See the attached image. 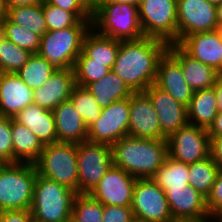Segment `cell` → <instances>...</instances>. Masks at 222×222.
<instances>
[{
	"label": "cell",
	"mask_w": 222,
	"mask_h": 222,
	"mask_svg": "<svg viewBox=\"0 0 222 222\" xmlns=\"http://www.w3.org/2000/svg\"><path fill=\"white\" fill-rule=\"evenodd\" d=\"M208 218H220L222 219V204L211 214Z\"/></svg>",
	"instance_id": "cell-51"
},
{
	"label": "cell",
	"mask_w": 222,
	"mask_h": 222,
	"mask_svg": "<svg viewBox=\"0 0 222 222\" xmlns=\"http://www.w3.org/2000/svg\"><path fill=\"white\" fill-rule=\"evenodd\" d=\"M14 119L31 130L44 146L58 142L53 111L32 104L20 111Z\"/></svg>",
	"instance_id": "cell-25"
},
{
	"label": "cell",
	"mask_w": 222,
	"mask_h": 222,
	"mask_svg": "<svg viewBox=\"0 0 222 222\" xmlns=\"http://www.w3.org/2000/svg\"><path fill=\"white\" fill-rule=\"evenodd\" d=\"M43 14L48 31L73 27L79 19L72 13L43 2Z\"/></svg>",
	"instance_id": "cell-38"
},
{
	"label": "cell",
	"mask_w": 222,
	"mask_h": 222,
	"mask_svg": "<svg viewBox=\"0 0 222 222\" xmlns=\"http://www.w3.org/2000/svg\"><path fill=\"white\" fill-rule=\"evenodd\" d=\"M32 53L20 48L0 33V73H17Z\"/></svg>",
	"instance_id": "cell-33"
},
{
	"label": "cell",
	"mask_w": 222,
	"mask_h": 222,
	"mask_svg": "<svg viewBox=\"0 0 222 222\" xmlns=\"http://www.w3.org/2000/svg\"><path fill=\"white\" fill-rule=\"evenodd\" d=\"M144 93L155 108L162 140H166L170 135L188 124L187 107L177 102L168 92L154 83Z\"/></svg>",
	"instance_id": "cell-15"
},
{
	"label": "cell",
	"mask_w": 222,
	"mask_h": 222,
	"mask_svg": "<svg viewBox=\"0 0 222 222\" xmlns=\"http://www.w3.org/2000/svg\"><path fill=\"white\" fill-rule=\"evenodd\" d=\"M76 192L37 173L30 208L36 222H67L72 217Z\"/></svg>",
	"instance_id": "cell-4"
},
{
	"label": "cell",
	"mask_w": 222,
	"mask_h": 222,
	"mask_svg": "<svg viewBox=\"0 0 222 222\" xmlns=\"http://www.w3.org/2000/svg\"><path fill=\"white\" fill-rule=\"evenodd\" d=\"M168 155L190 164L210 156L211 140L207 129L187 124L167 139Z\"/></svg>",
	"instance_id": "cell-12"
},
{
	"label": "cell",
	"mask_w": 222,
	"mask_h": 222,
	"mask_svg": "<svg viewBox=\"0 0 222 222\" xmlns=\"http://www.w3.org/2000/svg\"><path fill=\"white\" fill-rule=\"evenodd\" d=\"M120 40L98 34L92 27L85 34L82 42V52L76 62L106 63L110 70L118 55Z\"/></svg>",
	"instance_id": "cell-24"
},
{
	"label": "cell",
	"mask_w": 222,
	"mask_h": 222,
	"mask_svg": "<svg viewBox=\"0 0 222 222\" xmlns=\"http://www.w3.org/2000/svg\"><path fill=\"white\" fill-rule=\"evenodd\" d=\"M37 173L35 164L0 163V211L30 210Z\"/></svg>",
	"instance_id": "cell-5"
},
{
	"label": "cell",
	"mask_w": 222,
	"mask_h": 222,
	"mask_svg": "<svg viewBox=\"0 0 222 222\" xmlns=\"http://www.w3.org/2000/svg\"><path fill=\"white\" fill-rule=\"evenodd\" d=\"M208 222H222V219H220V218H208Z\"/></svg>",
	"instance_id": "cell-54"
},
{
	"label": "cell",
	"mask_w": 222,
	"mask_h": 222,
	"mask_svg": "<svg viewBox=\"0 0 222 222\" xmlns=\"http://www.w3.org/2000/svg\"><path fill=\"white\" fill-rule=\"evenodd\" d=\"M45 2L72 12L79 20H92V12L80 0H46Z\"/></svg>",
	"instance_id": "cell-40"
},
{
	"label": "cell",
	"mask_w": 222,
	"mask_h": 222,
	"mask_svg": "<svg viewBox=\"0 0 222 222\" xmlns=\"http://www.w3.org/2000/svg\"><path fill=\"white\" fill-rule=\"evenodd\" d=\"M91 27L98 34L120 41L139 40L144 37L138 7L126 3L99 1L92 12Z\"/></svg>",
	"instance_id": "cell-3"
},
{
	"label": "cell",
	"mask_w": 222,
	"mask_h": 222,
	"mask_svg": "<svg viewBox=\"0 0 222 222\" xmlns=\"http://www.w3.org/2000/svg\"><path fill=\"white\" fill-rule=\"evenodd\" d=\"M11 134L13 141V163L35 164L44 148L39 138L24 124L11 118Z\"/></svg>",
	"instance_id": "cell-26"
},
{
	"label": "cell",
	"mask_w": 222,
	"mask_h": 222,
	"mask_svg": "<svg viewBox=\"0 0 222 222\" xmlns=\"http://www.w3.org/2000/svg\"><path fill=\"white\" fill-rule=\"evenodd\" d=\"M34 104V90L16 73H0V115L14 118L25 107Z\"/></svg>",
	"instance_id": "cell-20"
},
{
	"label": "cell",
	"mask_w": 222,
	"mask_h": 222,
	"mask_svg": "<svg viewBox=\"0 0 222 222\" xmlns=\"http://www.w3.org/2000/svg\"><path fill=\"white\" fill-rule=\"evenodd\" d=\"M53 114L58 142L79 144L87 140L88 127L70 99L58 105Z\"/></svg>",
	"instance_id": "cell-23"
},
{
	"label": "cell",
	"mask_w": 222,
	"mask_h": 222,
	"mask_svg": "<svg viewBox=\"0 0 222 222\" xmlns=\"http://www.w3.org/2000/svg\"><path fill=\"white\" fill-rule=\"evenodd\" d=\"M6 17L12 23L41 37L48 31L43 14V2L31 6L7 8Z\"/></svg>",
	"instance_id": "cell-30"
},
{
	"label": "cell",
	"mask_w": 222,
	"mask_h": 222,
	"mask_svg": "<svg viewBox=\"0 0 222 222\" xmlns=\"http://www.w3.org/2000/svg\"><path fill=\"white\" fill-rule=\"evenodd\" d=\"M129 121V98L113 102L102 108L99 118L88 127L87 140L112 146L122 137L128 136Z\"/></svg>",
	"instance_id": "cell-11"
},
{
	"label": "cell",
	"mask_w": 222,
	"mask_h": 222,
	"mask_svg": "<svg viewBox=\"0 0 222 222\" xmlns=\"http://www.w3.org/2000/svg\"><path fill=\"white\" fill-rule=\"evenodd\" d=\"M130 121L128 136L142 139H161V128L155 108L144 92L129 97Z\"/></svg>",
	"instance_id": "cell-16"
},
{
	"label": "cell",
	"mask_w": 222,
	"mask_h": 222,
	"mask_svg": "<svg viewBox=\"0 0 222 222\" xmlns=\"http://www.w3.org/2000/svg\"><path fill=\"white\" fill-rule=\"evenodd\" d=\"M56 70L50 62L34 53L16 74L27 87L34 90L41 87Z\"/></svg>",
	"instance_id": "cell-32"
},
{
	"label": "cell",
	"mask_w": 222,
	"mask_h": 222,
	"mask_svg": "<svg viewBox=\"0 0 222 222\" xmlns=\"http://www.w3.org/2000/svg\"><path fill=\"white\" fill-rule=\"evenodd\" d=\"M178 43L188 35L218 29L216 6L208 0H177Z\"/></svg>",
	"instance_id": "cell-13"
},
{
	"label": "cell",
	"mask_w": 222,
	"mask_h": 222,
	"mask_svg": "<svg viewBox=\"0 0 222 222\" xmlns=\"http://www.w3.org/2000/svg\"><path fill=\"white\" fill-rule=\"evenodd\" d=\"M217 114V101L213 88L193 93L187 107L188 124L208 129Z\"/></svg>",
	"instance_id": "cell-27"
},
{
	"label": "cell",
	"mask_w": 222,
	"mask_h": 222,
	"mask_svg": "<svg viewBox=\"0 0 222 222\" xmlns=\"http://www.w3.org/2000/svg\"><path fill=\"white\" fill-rule=\"evenodd\" d=\"M6 8L31 6L40 3L38 0H4Z\"/></svg>",
	"instance_id": "cell-47"
},
{
	"label": "cell",
	"mask_w": 222,
	"mask_h": 222,
	"mask_svg": "<svg viewBox=\"0 0 222 222\" xmlns=\"http://www.w3.org/2000/svg\"><path fill=\"white\" fill-rule=\"evenodd\" d=\"M222 204V172L220 171L214 181L211 193L206 198V205L211 215Z\"/></svg>",
	"instance_id": "cell-42"
},
{
	"label": "cell",
	"mask_w": 222,
	"mask_h": 222,
	"mask_svg": "<svg viewBox=\"0 0 222 222\" xmlns=\"http://www.w3.org/2000/svg\"><path fill=\"white\" fill-rule=\"evenodd\" d=\"M131 209L138 221L176 222L165 192L151 178L136 180Z\"/></svg>",
	"instance_id": "cell-10"
},
{
	"label": "cell",
	"mask_w": 222,
	"mask_h": 222,
	"mask_svg": "<svg viewBox=\"0 0 222 222\" xmlns=\"http://www.w3.org/2000/svg\"><path fill=\"white\" fill-rule=\"evenodd\" d=\"M177 45L193 59L219 70L222 63V34L219 29L185 36Z\"/></svg>",
	"instance_id": "cell-18"
},
{
	"label": "cell",
	"mask_w": 222,
	"mask_h": 222,
	"mask_svg": "<svg viewBox=\"0 0 222 222\" xmlns=\"http://www.w3.org/2000/svg\"><path fill=\"white\" fill-rule=\"evenodd\" d=\"M78 193H89L113 165L110 145L83 141L77 144Z\"/></svg>",
	"instance_id": "cell-9"
},
{
	"label": "cell",
	"mask_w": 222,
	"mask_h": 222,
	"mask_svg": "<svg viewBox=\"0 0 222 222\" xmlns=\"http://www.w3.org/2000/svg\"><path fill=\"white\" fill-rule=\"evenodd\" d=\"M137 7L144 37L178 44L177 0H140Z\"/></svg>",
	"instance_id": "cell-8"
},
{
	"label": "cell",
	"mask_w": 222,
	"mask_h": 222,
	"mask_svg": "<svg viewBox=\"0 0 222 222\" xmlns=\"http://www.w3.org/2000/svg\"><path fill=\"white\" fill-rule=\"evenodd\" d=\"M0 163H13L11 118L0 115Z\"/></svg>",
	"instance_id": "cell-39"
},
{
	"label": "cell",
	"mask_w": 222,
	"mask_h": 222,
	"mask_svg": "<svg viewBox=\"0 0 222 222\" xmlns=\"http://www.w3.org/2000/svg\"><path fill=\"white\" fill-rule=\"evenodd\" d=\"M103 204L89 193L76 194L72 205L73 222H102Z\"/></svg>",
	"instance_id": "cell-35"
},
{
	"label": "cell",
	"mask_w": 222,
	"mask_h": 222,
	"mask_svg": "<svg viewBox=\"0 0 222 222\" xmlns=\"http://www.w3.org/2000/svg\"><path fill=\"white\" fill-rule=\"evenodd\" d=\"M113 165L137 179L151 178L168 155L167 140L122 137L111 146Z\"/></svg>",
	"instance_id": "cell-2"
},
{
	"label": "cell",
	"mask_w": 222,
	"mask_h": 222,
	"mask_svg": "<svg viewBox=\"0 0 222 222\" xmlns=\"http://www.w3.org/2000/svg\"><path fill=\"white\" fill-rule=\"evenodd\" d=\"M91 12H93L98 3H99V0H80Z\"/></svg>",
	"instance_id": "cell-48"
},
{
	"label": "cell",
	"mask_w": 222,
	"mask_h": 222,
	"mask_svg": "<svg viewBox=\"0 0 222 222\" xmlns=\"http://www.w3.org/2000/svg\"><path fill=\"white\" fill-rule=\"evenodd\" d=\"M73 70L75 84L84 88L88 84L102 79L111 71L106 67V63L99 62H75Z\"/></svg>",
	"instance_id": "cell-37"
},
{
	"label": "cell",
	"mask_w": 222,
	"mask_h": 222,
	"mask_svg": "<svg viewBox=\"0 0 222 222\" xmlns=\"http://www.w3.org/2000/svg\"><path fill=\"white\" fill-rule=\"evenodd\" d=\"M35 166L39 175L78 194L77 144L57 142L45 145Z\"/></svg>",
	"instance_id": "cell-7"
},
{
	"label": "cell",
	"mask_w": 222,
	"mask_h": 222,
	"mask_svg": "<svg viewBox=\"0 0 222 222\" xmlns=\"http://www.w3.org/2000/svg\"><path fill=\"white\" fill-rule=\"evenodd\" d=\"M163 40L143 37L120 41L113 71L133 92H144L156 81L158 64L168 50Z\"/></svg>",
	"instance_id": "cell-1"
},
{
	"label": "cell",
	"mask_w": 222,
	"mask_h": 222,
	"mask_svg": "<svg viewBox=\"0 0 222 222\" xmlns=\"http://www.w3.org/2000/svg\"><path fill=\"white\" fill-rule=\"evenodd\" d=\"M102 222H133L135 220L131 207L103 205Z\"/></svg>",
	"instance_id": "cell-41"
},
{
	"label": "cell",
	"mask_w": 222,
	"mask_h": 222,
	"mask_svg": "<svg viewBox=\"0 0 222 222\" xmlns=\"http://www.w3.org/2000/svg\"><path fill=\"white\" fill-rule=\"evenodd\" d=\"M155 84L188 107L194 91L186 82L180 64L168 52L159 61Z\"/></svg>",
	"instance_id": "cell-21"
},
{
	"label": "cell",
	"mask_w": 222,
	"mask_h": 222,
	"mask_svg": "<svg viewBox=\"0 0 222 222\" xmlns=\"http://www.w3.org/2000/svg\"><path fill=\"white\" fill-rule=\"evenodd\" d=\"M0 33L20 48L38 53L41 36L12 23L6 16L0 20Z\"/></svg>",
	"instance_id": "cell-34"
},
{
	"label": "cell",
	"mask_w": 222,
	"mask_h": 222,
	"mask_svg": "<svg viewBox=\"0 0 222 222\" xmlns=\"http://www.w3.org/2000/svg\"><path fill=\"white\" fill-rule=\"evenodd\" d=\"M207 132L210 138L222 137V113L217 114Z\"/></svg>",
	"instance_id": "cell-45"
},
{
	"label": "cell",
	"mask_w": 222,
	"mask_h": 222,
	"mask_svg": "<svg viewBox=\"0 0 222 222\" xmlns=\"http://www.w3.org/2000/svg\"><path fill=\"white\" fill-rule=\"evenodd\" d=\"M218 29L222 27V4L216 7Z\"/></svg>",
	"instance_id": "cell-49"
},
{
	"label": "cell",
	"mask_w": 222,
	"mask_h": 222,
	"mask_svg": "<svg viewBox=\"0 0 222 222\" xmlns=\"http://www.w3.org/2000/svg\"><path fill=\"white\" fill-rule=\"evenodd\" d=\"M170 211L176 222H204L208 220L209 212L206 197L193 186L184 190L164 191Z\"/></svg>",
	"instance_id": "cell-17"
},
{
	"label": "cell",
	"mask_w": 222,
	"mask_h": 222,
	"mask_svg": "<svg viewBox=\"0 0 222 222\" xmlns=\"http://www.w3.org/2000/svg\"><path fill=\"white\" fill-rule=\"evenodd\" d=\"M218 77H222V63L220 65L219 70L217 71Z\"/></svg>",
	"instance_id": "cell-55"
},
{
	"label": "cell",
	"mask_w": 222,
	"mask_h": 222,
	"mask_svg": "<svg viewBox=\"0 0 222 222\" xmlns=\"http://www.w3.org/2000/svg\"><path fill=\"white\" fill-rule=\"evenodd\" d=\"M167 52L180 64L185 80L194 92L214 86L218 78L214 68L193 59L177 44H169Z\"/></svg>",
	"instance_id": "cell-22"
},
{
	"label": "cell",
	"mask_w": 222,
	"mask_h": 222,
	"mask_svg": "<svg viewBox=\"0 0 222 222\" xmlns=\"http://www.w3.org/2000/svg\"><path fill=\"white\" fill-rule=\"evenodd\" d=\"M75 86L73 69H57L41 87L34 89V104L53 111L70 99Z\"/></svg>",
	"instance_id": "cell-19"
},
{
	"label": "cell",
	"mask_w": 222,
	"mask_h": 222,
	"mask_svg": "<svg viewBox=\"0 0 222 222\" xmlns=\"http://www.w3.org/2000/svg\"><path fill=\"white\" fill-rule=\"evenodd\" d=\"M70 100L87 127L99 118L102 108L96 102L95 97L84 87L76 85L72 90Z\"/></svg>",
	"instance_id": "cell-36"
},
{
	"label": "cell",
	"mask_w": 222,
	"mask_h": 222,
	"mask_svg": "<svg viewBox=\"0 0 222 222\" xmlns=\"http://www.w3.org/2000/svg\"><path fill=\"white\" fill-rule=\"evenodd\" d=\"M212 88L215 91L218 113H222V77L217 78Z\"/></svg>",
	"instance_id": "cell-46"
},
{
	"label": "cell",
	"mask_w": 222,
	"mask_h": 222,
	"mask_svg": "<svg viewBox=\"0 0 222 222\" xmlns=\"http://www.w3.org/2000/svg\"><path fill=\"white\" fill-rule=\"evenodd\" d=\"M6 13H7V8H6V5H5V2L4 0H0V20L6 16Z\"/></svg>",
	"instance_id": "cell-52"
},
{
	"label": "cell",
	"mask_w": 222,
	"mask_h": 222,
	"mask_svg": "<svg viewBox=\"0 0 222 222\" xmlns=\"http://www.w3.org/2000/svg\"><path fill=\"white\" fill-rule=\"evenodd\" d=\"M30 210H3L0 211V222H32Z\"/></svg>",
	"instance_id": "cell-43"
},
{
	"label": "cell",
	"mask_w": 222,
	"mask_h": 222,
	"mask_svg": "<svg viewBox=\"0 0 222 222\" xmlns=\"http://www.w3.org/2000/svg\"><path fill=\"white\" fill-rule=\"evenodd\" d=\"M210 155L218 166L219 170L222 172V137L210 138Z\"/></svg>",
	"instance_id": "cell-44"
},
{
	"label": "cell",
	"mask_w": 222,
	"mask_h": 222,
	"mask_svg": "<svg viewBox=\"0 0 222 222\" xmlns=\"http://www.w3.org/2000/svg\"><path fill=\"white\" fill-rule=\"evenodd\" d=\"M212 5L218 6L219 4H222V0H208Z\"/></svg>",
	"instance_id": "cell-53"
},
{
	"label": "cell",
	"mask_w": 222,
	"mask_h": 222,
	"mask_svg": "<svg viewBox=\"0 0 222 222\" xmlns=\"http://www.w3.org/2000/svg\"><path fill=\"white\" fill-rule=\"evenodd\" d=\"M91 23L92 20H79L73 27L47 31L41 37L38 54L57 69H73Z\"/></svg>",
	"instance_id": "cell-6"
},
{
	"label": "cell",
	"mask_w": 222,
	"mask_h": 222,
	"mask_svg": "<svg viewBox=\"0 0 222 222\" xmlns=\"http://www.w3.org/2000/svg\"><path fill=\"white\" fill-rule=\"evenodd\" d=\"M137 178L112 165L89 194L103 205L131 207Z\"/></svg>",
	"instance_id": "cell-14"
},
{
	"label": "cell",
	"mask_w": 222,
	"mask_h": 222,
	"mask_svg": "<svg viewBox=\"0 0 222 222\" xmlns=\"http://www.w3.org/2000/svg\"><path fill=\"white\" fill-rule=\"evenodd\" d=\"M189 185L193 186L198 192L207 198L211 193L214 181L220 172L212 156L204 160L188 164Z\"/></svg>",
	"instance_id": "cell-31"
},
{
	"label": "cell",
	"mask_w": 222,
	"mask_h": 222,
	"mask_svg": "<svg viewBox=\"0 0 222 222\" xmlns=\"http://www.w3.org/2000/svg\"><path fill=\"white\" fill-rule=\"evenodd\" d=\"M99 1H112L115 3H126V4H130V5L138 6L140 0H99Z\"/></svg>",
	"instance_id": "cell-50"
},
{
	"label": "cell",
	"mask_w": 222,
	"mask_h": 222,
	"mask_svg": "<svg viewBox=\"0 0 222 222\" xmlns=\"http://www.w3.org/2000/svg\"><path fill=\"white\" fill-rule=\"evenodd\" d=\"M188 175V164L177 161L167 155L164 163L157 169L151 179L159 185L163 191H178L188 187Z\"/></svg>",
	"instance_id": "cell-29"
},
{
	"label": "cell",
	"mask_w": 222,
	"mask_h": 222,
	"mask_svg": "<svg viewBox=\"0 0 222 222\" xmlns=\"http://www.w3.org/2000/svg\"><path fill=\"white\" fill-rule=\"evenodd\" d=\"M94 97L101 108L110 106L113 102L129 98L133 92L113 71L102 79L92 82L85 87Z\"/></svg>",
	"instance_id": "cell-28"
}]
</instances>
